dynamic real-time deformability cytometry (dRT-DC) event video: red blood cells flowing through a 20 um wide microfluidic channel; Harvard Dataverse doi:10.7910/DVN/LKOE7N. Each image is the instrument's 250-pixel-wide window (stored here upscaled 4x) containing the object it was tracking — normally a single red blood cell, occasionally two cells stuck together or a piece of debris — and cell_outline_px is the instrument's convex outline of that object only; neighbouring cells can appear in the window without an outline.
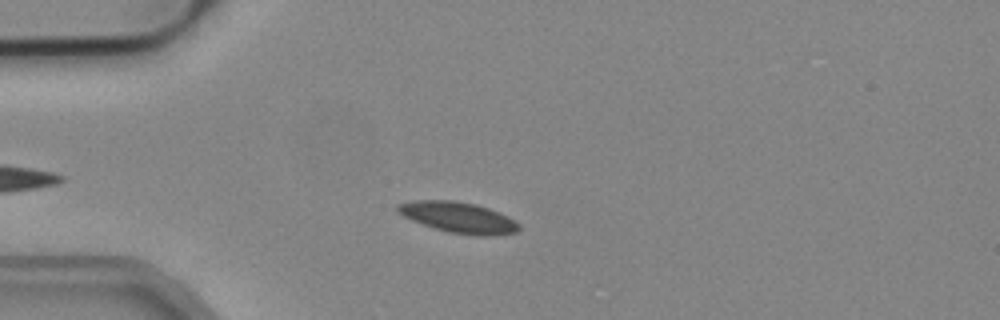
{"species": "common noctule bat (a hibernating species)", "species_latin": "Nyctalus noctula", "temperature_condition": "cold", "stored_images_in_passage": 43, "camera_frame_rate_fps": 3000, "um_per_image_px": 0.085, "animal": {"sex": "male", "body_mass_g": 19.2, "forearm_length_mm": 51.8}, "frame": {"image": 1, "passage_image": 8, "time_ms": 2.333, "image_size_px": [1000, 320], "cell_outline_px": [[520, 228], [516, 232], [488, 236], [476, 236], [448, 232], [412, 220], [396, 212], [396, 204], [416, 200], [452, 200], [476, 204], [488, 208], [520, 224]], "centroid_in_image_um": [38.92, 18.48], "position_along_channel_um": 46.1, "area_um2": 21.5}}
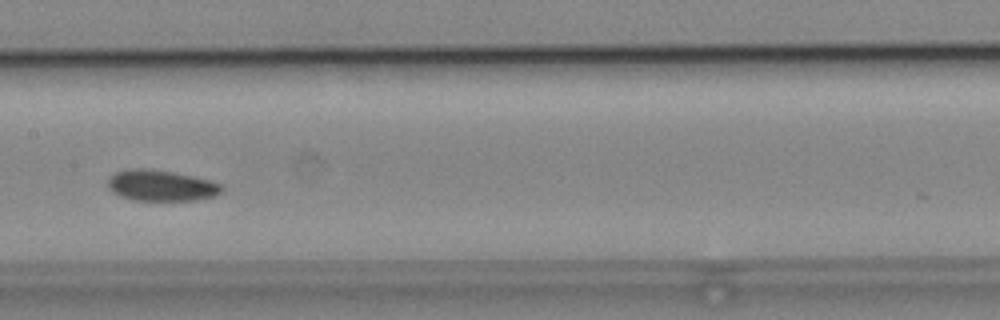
{"frame": {"image": 2, "passage_image": 21, "time_ms": 6.667, "image_size_px": [1000, 320], "cell_outline_px": [[224, 188], [216, 196], [196, 200], [136, 200], [120, 196], [112, 192], [108, 188], [108, 180], [116, 172], [132, 168], [144, 168], [172, 172], [212, 180], [220, 184]], "centroid_in_image_um": [13.71, 15.77], "position_along_channel_um": 193.7, "area_um2": 20.46}}
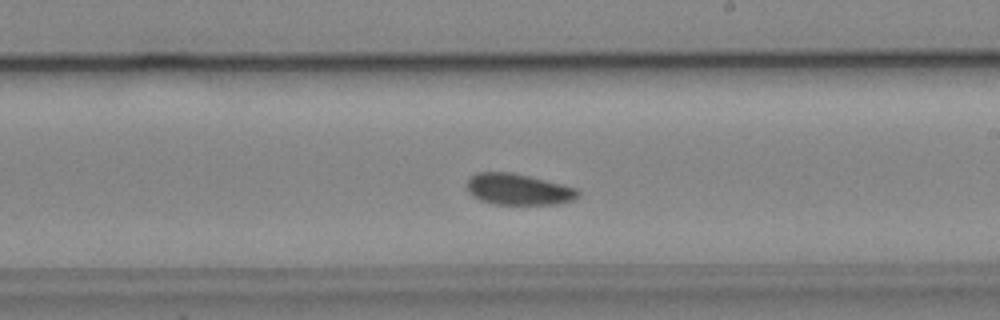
{"frame": {"image": 3, "passage_image": 25, "time_ms": 8.0, "image_size_px": [1000, 320], "cell_outline_px": [[580, 196], [572, 200], [556, 204], [492, 204], [480, 200], [472, 196], [468, 192], [468, 180], [476, 172], [512, 172], [576, 188], [580, 192]], "centroid_in_image_um": [44.04, 16.1], "position_along_channel_um": 245.0, "area_um2": 20.06}, "authors_computed_cell_mechanics": {"area_um2": 20.519, "velocity_mm_per_s": 3.8704, "shape_relaxation_time_tau1_ms": 2.6871, "shape_relaxation_time_tau2_ms": null, "deformation_change_tau1": 0.0542, "deformation_change_tau2": null}}